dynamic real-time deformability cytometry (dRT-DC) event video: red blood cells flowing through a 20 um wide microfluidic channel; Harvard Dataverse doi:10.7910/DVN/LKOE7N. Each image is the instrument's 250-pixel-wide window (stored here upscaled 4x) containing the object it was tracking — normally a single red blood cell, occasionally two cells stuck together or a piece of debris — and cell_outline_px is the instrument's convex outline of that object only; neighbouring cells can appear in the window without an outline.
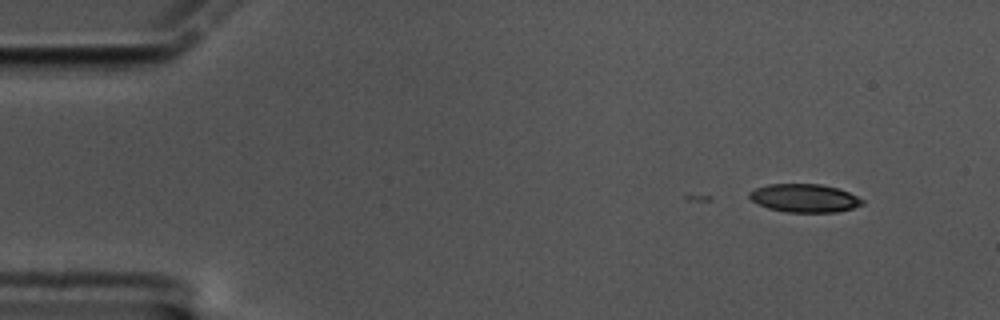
{"species": "common noctule bat (a hibernating species)", "species_latin": "Nyctalus noctula", "temperature_condition": "cold", "stored_images_in_passage": 3, "camera_frame_rate_fps": 3000, "um_per_image_px": 0.085, "animal": {"sex": "male", "body_mass_g": 17.5, "forearm_length_mm": 52.3}, "frame": {"image": 1, "passage_image": 1, "time_ms": 0.0, "image_size_px": [1000, 320], "cell_outline_px": [[864, 204], [852, 208], [836, 212], [788, 212], [768, 208], [756, 204], [748, 196], [748, 192], [756, 188], [768, 184], [820, 184], [840, 188], [864, 200]], "centroid_in_image_um": [68.37, 16.83], "position_along_channel_um": 16.6, "area_um2": 18.67}}